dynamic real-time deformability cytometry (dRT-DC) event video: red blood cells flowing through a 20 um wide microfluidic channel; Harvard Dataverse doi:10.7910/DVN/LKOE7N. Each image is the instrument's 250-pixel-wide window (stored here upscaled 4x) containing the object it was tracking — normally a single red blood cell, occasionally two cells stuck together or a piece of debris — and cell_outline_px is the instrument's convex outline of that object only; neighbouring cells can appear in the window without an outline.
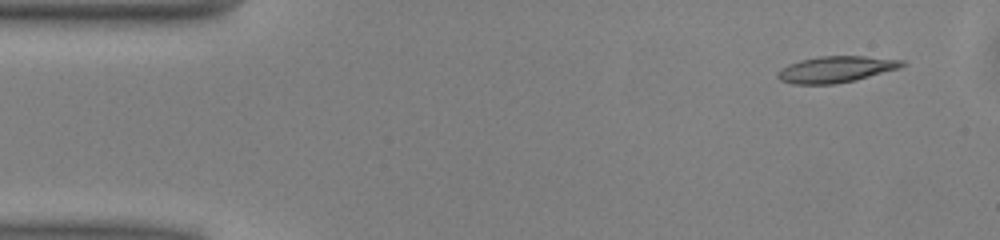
{"species": "common noctule bat (a hibernating species)", "species_latin": "Nyctalus noctula", "temperature_condition": "warm", "stored_images_in_passage": 48, "camera_frame_rate_fps": 3000, "um_per_image_px": 0.085, "animal": {"sex": "male", "body_mass_g": 13.0, "forearm_length_mm": 53.1}, "frame": {"image": 1, "passage_image": 2, "time_ms": 0.333, "image_size_px": [1000, 240], "cell_outline_px": [[908, 64], [900, 68], [856, 80], [836, 84], [792, 84], [780, 80], [776, 76], [776, 72], [780, 68], [788, 64], [800, 60], [820, 56], [864, 56], [904, 60]], "centroid_in_image_um": [71.05, 5.89], "position_along_channel_um": 14.0, "area_um2": 19.31}}
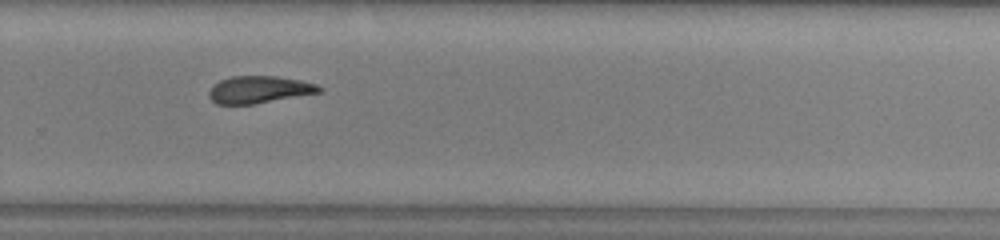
{"frame": {"image": 2, "passage_image": 31, "time_ms": 10.0, "image_size_px": [1000, 240], "cell_outline_px": [[324, 88], [320, 92], [252, 104], [216, 104], [208, 96], [208, 92], [220, 80], [232, 76], [276, 76], [300, 80], [316, 84]], "centroid_in_image_um": [22.02, 7.61], "position_along_channel_um": 307.8, "area_um2": 17.22}}
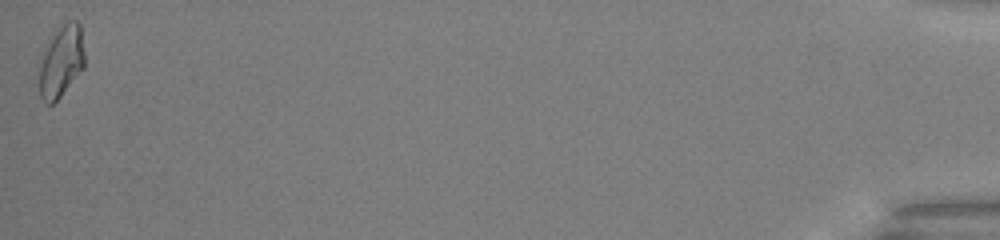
{"frame": {"image": 3, "passage_image": 48, "time_ms": 15.667, "image_size_px": [1000, 240], "cell_outline_px": [[84, 68], [60, 96], [52, 104], [44, 104], [40, 96], [40, 52], [52, 32], [68, 20], [76, 20], [80, 24], [84, 52]], "centroid_in_image_um": [5.18, 5.17], "position_along_channel_um": 430.0, "area_um2": 19.36}}